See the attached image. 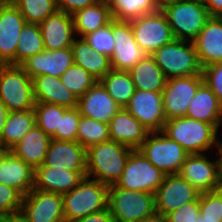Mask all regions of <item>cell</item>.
I'll return each instance as SVG.
<instances>
[{"label": "cell", "mask_w": 222, "mask_h": 222, "mask_svg": "<svg viewBox=\"0 0 222 222\" xmlns=\"http://www.w3.org/2000/svg\"><path fill=\"white\" fill-rule=\"evenodd\" d=\"M200 216L199 198L166 215L168 222H195Z\"/></svg>", "instance_id": "obj_45"}, {"label": "cell", "mask_w": 222, "mask_h": 222, "mask_svg": "<svg viewBox=\"0 0 222 222\" xmlns=\"http://www.w3.org/2000/svg\"><path fill=\"white\" fill-rule=\"evenodd\" d=\"M132 150L111 140L89 146L86 149L87 177L108 186L116 184Z\"/></svg>", "instance_id": "obj_1"}, {"label": "cell", "mask_w": 222, "mask_h": 222, "mask_svg": "<svg viewBox=\"0 0 222 222\" xmlns=\"http://www.w3.org/2000/svg\"><path fill=\"white\" fill-rule=\"evenodd\" d=\"M219 151V174H220V187L219 189L222 190V143L220 145Z\"/></svg>", "instance_id": "obj_52"}, {"label": "cell", "mask_w": 222, "mask_h": 222, "mask_svg": "<svg viewBox=\"0 0 222 222\" xmlns=\"http://www.w3.org/2000/svg\"><path fill=\"white\" fill-rule=\"evenodd\" d=\"M75 34L83 38L86 34L109 24L113 18L109 5L96 2L72 15Z\"/></svg>", "instance_id": "obj_31"}, {"label": "cell", "mask_w": 222, "mask_h": 222, "mask_svg": "<svg viewBox=\"0 0 222 222\" xmlns=\"http://www.w3.org/2000/svg\"><path fill=\"white\" fill-rule=\"evenodd\" d=\"M26 23L40 24L58 9L55 0H14Z\"/></svg>", "instance_id": "obj_37"}, {"label": "cell", "mask_w": 222, "mask_h": 222, "mask_svg": "<svg viewBox=\"0 0 222 222\" xmlns=\"http://www.w3.org/2000/svg\"><path fill=\"white\" fill-rule=\"evenodd\" d=\"M83 38L98 53L104 54L109 58L113 55L115 42L112 33V21L104 27L86 34Z\"/></svg>", "instance_id": "obj_41"}, {"label": "cell", "mask_w": 222, "mask_h": 222, "mask_svg": "<svg viewBox=\"0 0 222 222\" xmlns=\"http://www.w3.org/2000/svg\"><path fill=\"white\" fill-rule=\"evenodd\" d=\"M162 132L189 154H201L213 146L218 150L222 143L217 137L218 129L213 124L186 116L166 120Z\"/></svg>", "instance_id": "obj_2"}, {"label": "cell", "mask_w": 222, "mask_h": 222, "mask_svg": "<svg viewBox=\"0 0 222 222\" xmlns=\"http://www.w3.org/2000/svg\"><path fill=\"white\" fill-rule=\"evenodd\" d=\"M77 108L81 116L109 123L122 107L112 99L104 86L97 81L83 96L78 98Z\"/></svg>", "instance_id": "obj_20"}, {"label": "cell", "mask_w": 222, "mask_h": 222, "mask_svg": "<svg viewBox=\"0 0 222 222\" xmlns=\"http://www.w3.org/2000/svg\"><path fill=\"white\" fill-rule=\"evenodd\" d=\"M43 165L56 169L87 172L86 148L77 141L51 139Z\"/></svg>", "instance_id": "obj_18"}, {"label": "cell", "mask_w": 222, "mask_h": 222, "mask_svg": "<svg viewBox=\"0 0 222 222\" xmlns=\"http://www.w3.org/2000/svg\"><path fill=\"white\" fill-rule=\"evenodd\" d=\"M99 82L122 108L126 107L136 90L129 71L111 69Z\"/></svg>", "instance_id": "obj_33"}, {"label": "cell", "mask_w": 222, "mask_h": 222, "mask_svg": "<svg viewBox=\"0 0 222 222\" xmlns=\"http://www.w3.org/2000/svg\"><path fill=\"white\" fill-rule=\"evenodd\" d=\"M160 9L179 40L193 41L211 17L203 0H167Z\"/></svg>", "instance_id": "obj_3"}, {"label": "cell", "mask_w": 222, "mask_h": 222, "mask_svg": "<svg viewBox=\"0 0 222 222\" xmlns=\"http://www.w3.org/2000/svg\"><path fill=\"white\" fill-rule=\"evenodd\" d=\"M108 191V185L85 177L74 189L62 195L64 222L107 209Z\"/></svg>", "instance_id": "obj_4"}, {"label": "cell", "mask_w": 222, "mask_h": 222, "mask_svg": "<svg viewBox=\"0 0 222 222\" xmlns=\"http://www.w3.org/2000/svg\"><path fill=\"white\" fill-rule=\"evenodd\" d=\"M203 82V75L167 79L162 92L166 120L186 116L189 103Z\"/></svg>", "instance_id": "obj_12"}, {"label": "cell", "mask_w": 222, "mask_h": 222, "mask_svg": "<svg viewBox=\"0 0 222 222\" xmlns=\"http://www.w3.org/2000/svg\"><path fill=\"white\" fill-rule=\"evenodd\" d=\"M72 222H114V219L109 209L107 208L96 213H91L83 218L74 220Z\"/></svg>", "instance_id": "obj_47"}, {"label": "cell", "mask_w": 222, "mask_h": 222, "mask_svg": "<svg viewBox=\"0 0 222 222\" xmlns=\"http://www.w3.org/2000/svg\"><path fill=\"white\" fill-rule=\"evenodd\" d=\"M151 55L167 79L202 75L193 41L174 39Z\"/></svg>", "instance_id": "obj_5"}, {"label": "cell", "mask_w": 222, "mask_h": 222, "mask_svg": "<svg viewBox=\"0 0 222 222\" xmlns=\"http://www.w3.org/2000/svg\"><path fill=\"white\" fill-rule=\"evenodd\" d=\"M85 177L87 172L56 169L42 164L34 169V189L63 195L74 189Z\"/></svg>", "instance_id": "obj_23"}, {"label": "cell", "mask_w": 222, "mask_h": 222, "mask_svg": "<svg viewBox=\"0 0 222 222\" xmlns=\"http://www.w3.org/2000/svg\"><path fill=\"white\" fill-rule=\"evenodd\" d=\"M112 18L117 21H131L160 10L159 0H110Z\"/></svg>", "instance_id": "obj_34"}, {"label": "cell", "mask_w": 222, "mask_h": 222, "mask_svg": "<svg viewBox=\"0 0 222 222\" xmlns=\"http://www.w3.org/2000/svg\"><path fill=\"white\" fill-rule=\"evenodd\" d=\"M22 222H64L62 194L32 189L23 196Z\"/></svg>", "instance_id": "obj_11"}, {"label": "cell", "mask_w": 222, "mask_h": 222, "mask_svg": "<svg viewBox=\"0 0 222 222\" xmlns=\"http://www.w3.org/2000/svg\"><path fill=\"white\" fill-rule=\"evenodd\" d=\"M23 196L8 185L0 183V215L20 212Z\"/></svg>", "instance_id": "obj_43"}, {"label": "cell", "mask_w": 222, "mask_h": 222, "mask_svg": "<svg viewBox=\"0 0 222 222\" xmlns=\"http://www.w3.org/2000/svg\"><path fill=\"white\" fill-rule=\"evenodd\" d=\"M114 51L110 58L114 70L129 71L146 54L136 43L131 24L128 21L112 20Z\"/></svg>", "instance_id": "obj_16"}, {"label": "cell", "mask_w": 222, "mask_h": 222, "mask_svg": "<svg viewBox=\"0 0 222 222\" xmlns=\"http://www.w3.org/2000/svg\"><path fill=\"white\" fill-rule=\"evenodd\" d=\"M0 183L24 196L34 188V169L9 151L0 165Z\"/></svg>", "instance_id": "obj_28"}, {"label": "cell", "mask_w": 222, "mask_h": 222, "mask_svg": "<svg viewBox=\"0 0 222 222\" xmlns=\"http://www.w3.org/2000/svg\"><path fill=\"white\" fill-rule=\"evenodd\" d=\"M35 124L34 110L10 112L0 135V144L10 150Z\"/></svg>", "instance_id": "obj_32"}, {"label": "cell", "mask_w": 222, "mask_h": 222, "mask_svg": "<svg viewBox=\"0 0 222 222\" xmlns=\"http://www.w3.org/2000/svg\"><path fill=\"white\" fill-rule=\"evenodd\" d=\"M74 64L72 48L44 50L29 57L20 66L32 79L41 75L60 76Z\"/></svg>", "instance_id": "obj_19"}, {"label": "cell", "mask_w": 222, "mask_h": 222, "mask_svg": "<svg viewBox=\"0 0 222 222\" xmlns=\"http://www.w3.org/2000/svg\"><path fill=\"white\" fill-rule=\"evenodd\" d=\"M195 222H207V221H205L202 216H199L197 221H195Z\"/></svg>", "instance_id": "obj_54"}, {"label": "cell", "mask_w": 222, "mask_h": 222, "mask_svg": "<svg viewBox=\"0 0 222 222\" xmlns=\"http://www.w3.org/2000/svg\"><path fill=\"white\" fill-rule=\"evenodd\" d=\"M60 80L77 98L83 96L98 81L84 68L76 64L71 65L60 76Z\"/></svg>", "instance_id": "obj_39"}, {"label": "cell", "mask_w": 222, "mask_h": 222, "mask_svg": "<svg viewBox=\"0 0 222 222\" xmlns=\"http://www.w3.org/2000/svg\"><path fill=\"white\" fill-rule=\"evenodd\" d=\"M128 22L131 24L136 43L147 55L153 54L175 39L161 9Z\"/></svg>", "instance_id": "obj_10"}, {"label": "cell", "mask_w": 222, "mask_h": 222, "mask_svg": "<svg viewBox=\"0 0 222 222\" xmlns=\"http://www.w3.org/2000/svg\"><path fill=\"white\" fill-rule=\"evenodd\" d=\"M165 1H167V0H159L160 3H163V2H165Z\"/></svg>", "instance_id": "obj_57"}, {"label": "cell", "mask_w": 222, "mask_h": 222, "mask_svg": "<svg viewBox=\"0 0 222 222\" xmlns=\"http://www.w3.org/2000/svg\"><path fill=\"white\" fill-rule=\"evenodd\" d=\"M165 174L156 168L139 149L131 151L116 185L121 188L154 194Z\"/></svg>", "instance_id": "obj_9"}, {"label": "cell", "mask_w": 222, "mask_h": 222, "mask_svg": "<svg viewBox=\"0 0 222 222\" xmlns=\"http://www.w3.org/2000/svg\"><path fill=\"white\" fill-rule=\"evenodd\" d=\"M71 48L74 64L84 68L98 81L112 69L110 58L95 51L84 38H75Z\"/></svg>", "instance_id": "obj_29"}, {"label": "cell", "mask_w": 222, "mask_h": 222, "mask_svg": "<svg viewBox=\"0 0 222 222\" xmlns=\"http://www.w3.org/2000/svg\"><path fill=\"white\" fill-rule=\"evenodd\" d=\"M18 40L15 50V65H21L29 57L45 50L39 24L25 23Z\"/></svg>", "instance_id": "obj_35"}, {"label": "cell", "mask_w": 222, "mask_h": 222, "mask_svg": "<svg viewBox=\"0 0 222 222\" xmlns=\"http://www.w3.org/2000/svg\"><path fill=\"white\" fill-rule=\"evenodd\" d=\"M67 109L56 104L35 102L33 110L36 125L52 139H55V131L59 130L60 115H63Z\"/></svg>", "instance_id": "obj_38"}, {"label": "cell", "mask_w": 222, "mask_h": 222, "mask_svg": "<svg viewBox=\"0 0 222 222\" xmlns=\"http://www.w3.org/2000/svg\"><path fill=\"white\" fill-rule=\"evenodd\" d=\"M57 9L66 12L71 16L85 7L96 3L95 0H55Z\"/></svg>", "instance_id": "obj_46"}, {"label": "cell", "mask_w": 222, "mask_h": 222, "mask_svg": "<svg viewBox=\"0 0 222 222\" xmlns=\"http://www.w3.org/2000/svg\"><path fill=\"white\" fill-rule=\"evenodd\" d=\"M0 222H22L19 213L0 215Z\"/></svg>", "instance_id": "obj_51"}, {"label": "cell", "mask_w": 222, "mask_h": 222, "mask_svg": "<svg viewBox=\"0 0 222 222\" xmlns=\"http://www.w3.org/2000/svg\"><path fill=\"white\" fill-rule=\"evenodd\" d=\"M110 140L131 149H139L149 131L125 108H121L109 121Z\"/></svg>", "instance_id": "obj_24"}, {"label": "cell", "mask_w": 222, "mask_h": 222, "mask_svg": "<svg viewBox=\"0 0 222 222\" xmlns=\"http://www.w3.org/2000/svg\"><path fill=\"white\" fill-rule=\"evenodd\" d=\"M81 114L77 107L68 108L60 115L59 130L55 131V140L76 141Z\"/></svg>", "instance_id": "obj_42"}, {"label": "cell", "mask_w": 222, "mask_h": 222, "mask_svg": "<svg viewBox=\"0 0 222 222\" xmlns=\"http://www.w3.org/2000/svg\"><path fill=\"white\" fill-rule=\"evenodd\" d=\"M125 109L149 132L163 130L166 118L163 110L162 92L136 89Z\"/></svg>", "instance_id": "obj_14"}, {"label": "cell", "mask_w": 222, "mask_h": 222, "mask_svg": "<svg viewBox=\"0 0 222 222\" xmlns=\"http://www.w3.org/2000/svg\"><path fill=\"white\" fill-rule=\"evenodd\" d=\"M10 110L6 107V105L0 100V135L3 127L8 119V115Z\"/></svg>", "instance_id": "obj_49"}, {"label": "cell", "mask_w": 222, "mask_h": 222, "mask_svg": "<svg viewBox=\"0 0 222 222\" xmlns=\"http://www.w3.org/2000/svg\"><path fill=\"white\" fill-rule=\"evenodd\" d=\"M201 192L179 174L165 175L154 193L155 212L166 216L185 203L195 201Z\"/></svg>", "instance_id": "obj_13"}, {"label": "cell", "mask_w": 222, "mask_h": 222, "mask_svg": "<svg viewBox=\"0 0 222 222\" xmlns=\"http://www.w3.org/2000/svg\"><path fill=\"white\" fill-rule=\"evenodd\" d=\"M200 216L207 222L222 219V190L202 192L199 196Z\"/></svg>", "instance_id": "obj_40"}, {"label": "cell", "mask_w": 222, "mask_h": 222, "mask_svg": "<svg viewBox=\"0 0 222 222\" xmlns=\"http://www.w3.org/2000/svg\"><path fill=\"white\" fill-rule=\"evenodd\" d=\"M108 209L114 222H139L155 213L154 194L109 186Z\"/></svg>", "instance_id": "obj_6"}, {"label": "cell", "mask_w": 222, "mask_h": 222, "mask_svg": "<svg viewBox=\"0 0 222 222\" xmlns=\"http://www.w3.org/2000/svg\"><path fill=\"white\" fill-rule=\"evenodd\" d=\"M44 48L48 51L71 47L75 37L73 17L57 10L39 24Z\"/></svg>", "instance_id": "obj_21"}, {"label": "cell", "mask_w": 222, "mask_h": 222, "mask_svg": "<svg viewBox=\"0 0 222 222\" xmlns=\"http://www.w3.org/2000/svg\"><path fill=\"white\" fill-rule=\"evenodd\" d=\"M35 102L56 104L66 108L77 107L78 98L58 77L41 75L32 78Z\"/></svg>", "instance_id": "obj_25"}, {"label": "cell", "mask_w": 222, "mask_h": 222, "mask_svg": "<svg viewBox=\"0 0 222 222\" xmlns=\"http://www.w3.org/2000/svg\"><path fill=\"white\" fill-rule=\"evenodd\" d=\"M178 174L201 193L218 190L220 187L219 157L210 161L204 153L189 154Z\"/></svg>", "instance_id": "obj_15"}, {"label": "cell", "mask_w": 222, "mask_h": 222, "mask_svg": "<svg viewBox=\"0 0 222 222\" xmlns=\"http://www.w3.org/2000/svg\"><path fill=\"white\" fill-rule=\"evenodd\" d=\"M193 44L202 68L222 62V17H210Z\"/></svg>", "instance_id": "obj_22"}, {"label": "cell", "mask_w": 222, "mask_h": 222, "mask_svg": "<svg viewBox=\"0 0 222 222\" xmlns=\"http://www.w3.org/2000/svg\"><path fill=\"white\" fill-rule=\"evenodd\" d=\"M0 100L10 112L33 110V82L20 65H0Z\"/></svg>", "instance_id": "obj_7"}, {"label": "cell", "mask_w": 222, "mask_h": 222, "mask_svg": "<svg viewBox=\"0 0 222 222\" xmlns=\"http://www.w3.org/2000/svg\"><path fill=\"white\" fill-rule=\"evenodd\" d=\"M139 150L165 175L178 174L189 155L162 131L149 132Z\"/></svg>", "instance_id": "obj_8"}, {"label": "cell", "mask_w": 222, "mask_h": 222, "mask_svg": "<svg viewBox=\"0 0 222 222\" xmlns=\"http://www.w3.org/2000/svg\"><path fill=\"white\" fill-rule=\"evenodd\" d=\"M211 17H222V0H203Z\"/></svg>", "instance_id": "obj_48"}, {"label": "cell", "mask_w": 222, "mask_h": 222, "mask_svg": "<svg viewBox=\"0 0 222 222\" xmlns=\"http://www.w3.org/2000/svg\"><path fill=\"white\" fill-rule=\"evenodd\" d=\"M9 151L10 150L7 147L0 144V165H1L2 160L4 159V157L7 155Z\"/></svg>", "instance_id": "obj_53"}, {"label": "cell", "mask_w": 222, "mask_h": 222, "mask_svg": "<svg viewBox=\"0 0 222 222\" xmlns=\"http://www.w3.org/2000/svg\"><path fill=\"white\" fill-rule=\"evenodd\" d=\"M51 139L35 124L10 151L35 169L43 164Z\"/></svg>", "instance_id": "obj_26"}, {"label": "cell", "mask_w": 222, "mask_h": 222, "mask_svg": "<svg viewBox=\"0 0 222 222\" xmlns=\"http://www.w3.org/2000/svg\"><path fill=\"white\" fill-rule=\"evenodd\" d=\"M76 141L86 149L91 145L110 141L108 123L81 116Z\"/></svg>", "instance_id": "obj_36"}, {"label": "cell", "mask_w": 222, "mask_h": 222, "mask_svg": "<svg viewBox=\"0 0 222 222\" xmlns=\"http://www.w3.org/2000/svg\"><path fill=\"white\" fill-rule=\"evenodd\" d=\"M26 21L12 3H0V65H15V50Z\"/></svg>", "instance_id": "obj_17"}, {"label": "cell", "mask_w": 222, "mask_h": 222, "mask_svg": "<svg viewBox=\"0 0 222 222\" xmlns=\"http://www.w3.org/2000/svg\"><path fill=\"white\" fill-rule=\"evenodd\" d=\"M95 1L108 4L110 0H95Z\"/></svg>", "instance_id": "obj_55"}, {"label": "cell", "mask_w": 222, "mask_h": 222, "mask_svg": "<svg viewBox=\"0 0 222 222\" xmlns=\"http://www.w3.org/2000/svg\"><path fill=\"white\" fill-rule=\"evenodd\" d=\"M135 89L163 92L167 78L152 55H145L129 70Z\"/></svg>", "instance_id": "obj_30"}, {"label": "cell", "mask_w": 222, "mask_h": 222, "mask_svg": "<svg viewBox=\"0 0 222 222\" xmlns=\"http://www.w3.org/2000/svg\"><path fill=\"white\" fill-rule=\"evenodd\" d=\"M14 0H0V3H8V2H13Z\"/></svg>", "instance_id": "obj_56"}, {"label": "cell", "mask_w": 222, "mask_h": 222, "mask_svg": "<svg viewBox=\"0 0 222 222\" xmlns=\"http://www.w3.org/2000/svg\"><path fill=\"white\" fill-rule=\"evenodd\" d=\"M202 75L204 82L222 103V62L204 67Z\"/></svg>", "instance_id": "obj_44"}, {"label": "cell", "mask_w": 222, "mask_h": 222, "mask_svg": "<svg viewBox=\"0 0 222 222\" xmlns=\"http://www.w3.org/2000/svg\"><path fill=\"white\" fill-rule=\"evenodd\" d=\"M186 117L213 124L217 129L222 124V103L205 82L190 101Z\"/></svg>", "instance_id": "obj_27"}, {"label": "cell", "mask_w": 222, "mask_h": 222, "mask_svg": "<svg viewBox=\"0 0 222 222\" xmlns=\"http://www.w3.org/2000/svg\"><path fill=\"white\" fill-rule=\"evenodd\" d=\"M139 222H168V221L166 216L155 212L153 215L146 217Z\"/></svg>", "instance_id": "obj_50"}]
</instances>
